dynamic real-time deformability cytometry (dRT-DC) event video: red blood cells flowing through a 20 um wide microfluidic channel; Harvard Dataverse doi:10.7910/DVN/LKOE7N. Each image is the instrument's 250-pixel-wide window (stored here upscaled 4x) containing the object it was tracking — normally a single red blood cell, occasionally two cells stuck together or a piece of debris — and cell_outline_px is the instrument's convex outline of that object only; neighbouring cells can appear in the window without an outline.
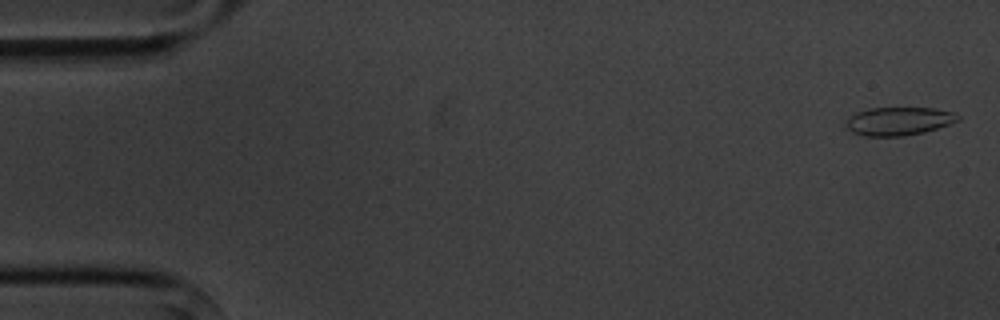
{"species": "common noctule bat (a hibernating species)", "species_latin": "Nyctalus noctula", "temperature_condition": "cold", "stored_images_in_passage": 5, "camera_frame_rate_fps": 3000, "um_per_image_px": 0.085, "animal": {"sex": "male", "body_mass_g": 20.1, "forearm_length_mm": 53.5}, "frame": {"image": 1, "passage_image": 1, "time_ms": 0.0, "image_size_px": [1000, 320], "cell_outline_px": [[960, 120], [924, 132], [904, 136], [864, 136], [852, 132], [844, 124], [848, 116], [856, 112], [868, 108], [932, 108], [952, 112], [960, 116]], "centroid_in_image_um": [76.34, 10.3], "position_along_channel_um": 8.7, "area_um2": 18.44}}
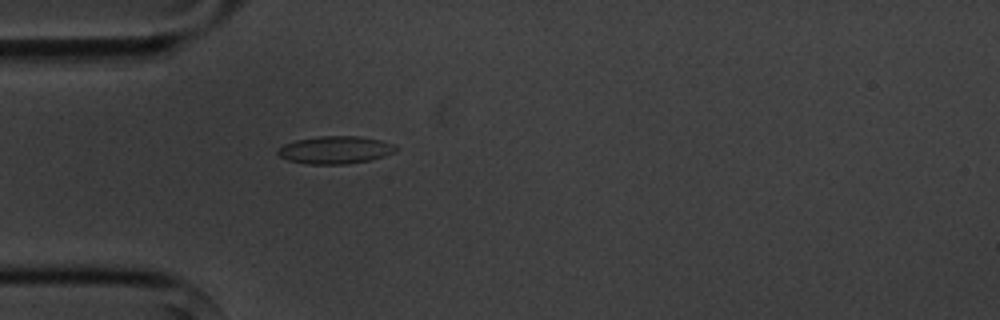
{"frame": {"image": 2, "passage_image": 5, "time_ms": 4.667, "image_size_px": [1000, 320], "cell_outline_px": [[400, 148], [396, 152], [384, 156], [368, 160], [348, 164], [308, 164], [288, 160], [280, 156], [276, 152], [284, 144], [296, 140], [320, 136], [360, 136], [380, 140], [396, 144]], "centroid_in_image_um": [28.55, 12.74], "position_along_channel_um": 56.4, "area_um2": 19.07}}